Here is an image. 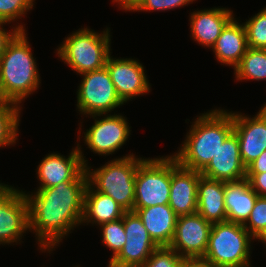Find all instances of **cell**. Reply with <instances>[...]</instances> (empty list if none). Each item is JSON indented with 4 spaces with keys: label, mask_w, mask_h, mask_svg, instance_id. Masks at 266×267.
I'll return each mask as SVG.
<instances>
[{
    "label": "cell",
    "mask_w": 266,
    "mask_h": 267,
    "mask_svg": "<svg viewBox=\"0 0 266 267\" xmlns=\"http://www.w3.org/2000/svg\"><path fill=\"white\" fill-rule=\"evenodd\" d=\"M243 226L255 240L263 242L266 239V197H257L251 214Z\"/></svg>",
    "instance_id": "27"
},
{
    "label": "cell",
    "mask_w": 266,
    "mask_h": 267,
    "mask_svg": "<svg viewBox=\"0 0 266 267\" xmlns=\"http://www.w3.org/2000/svg\"><path fill=\"white\" fill-rule=\"evenodd\" d=\"M178 267H199V258H182Z\"/></svg>",
    "instance_id": "36"
},
{
    "label": "cell",
    "mask_w": 266,
    "mask_h": 267,
    "mask_svg": "<svg viewBox=\"0 0 266 267\" xmlns=\"http://www.w3.org/2000/svg\"><path fill=\"white\" fill-rule=\"evenodd\" d=\"M29 231L28 202L25 192L0 185V244L18 243Z\"/></svg>",
    "instance_id": "9"
},
{
    "label": "cell",
    "mask_w": 266,
    "mask_h": 267,
    "mask_svg": "<svg viewBox=\"0 0 266 267\" xmlns=\"http://www.w3.org/2000/svg\"><path fill=\"white\" fill-rule=\"evenodd\" d=\"M252 239L242 224L230 221L212 224L203 258L219 267H250Z\"/></svg>",
    "instance_id": "5"
},
{
    "label": "cell",
    "mask_w": 266,
    "mask_h": 267,
    "mask_svg": "<svg viewBox=\"0 0 266 267\" xmlns=\"http://www.w3.org/2000/svg\"><path fill=\"white\" fill-rule=\"evenodd\" d=\"M99 120L84 133V143L98 155H109L119 150L128 140L130 128L127 119L122 115H108Z\"/></svg>",
    "instance_id": "11"
},
{
    "label": "cell",
    "mask_w": 266,
    "mask_h": 267,
    "mask_svg": "<svg viewBox=\"0 0 266 267\" xmlns=\"http://www.w3.org/2000/svg\"><path fill=\"white\" fill-rule=\"evenodd\" d=\"M249 48L266 49V7L243 23Z\"/></svg>",
    "instance_id": "26"
},
{
    "label": "cell",
    "mask_w": 266,
    "mask_h": 267,
    "mask_svg": "<svg viewBox=\"0 0 266 267\" xmlns=\"http://www.w3.org/2000/svg\"><path fill=\"white\" fill-rule=\"evenodd\" d=\"M246 179L258 196L266 197V172L246 173Z\"/></svg>",
    "instance_id": "32"
},
{
    "label": "cell",
    "mask_w": 266,
    "mask_h": 267,
    "mask_svg": "<svg viewBox=\"0 0 266 267\" xmlns=\"http://www.w3.org/2000/svg\"><path fill=\"white\" fill-rule=\"evenodd\" d=\"M264 172H266V149L246 168V173Z\"/></svg>",
    "instance_id": "34"
},
{
    "label": "cell",
    "mask_w": 266,
    "mask_h": 267,
    "mask_svg": "<svg viewBox=\"0 0 266 267\" xmlns=\"http://www.w3.org/2000/svg\"><path fill=\"white\" fill-rule=\"evenodd\" d=\"M199 171L181 166L176 158L171 156V186L169 206L176 215L183 216L197 212Z\"/></svg>",
    "instance_id": "16"
},
{
    "label": "cell",
    "mask_w": 266,
    "mask_h": 267,
    "mask_svg": "<svg viewBox=\"0 0 266 267\" xmlns=\"http://www.w3.org/2000/svg\"><path fill=\"white\" fill-rule=\"evenodd\" d=\"M170 186L171 155L145 158L136 172L134 208L169 204Z\"/></svg>",
    "instance_id": "7"
},
{
    "label": "cell",
    "mask_w": 266,
    "mask_h": 267,
    "mask_svg": "<svg viewBox=\"0 0 266 267\" xmlns=\"http://www.w3.org/2000/svg\"><path fill=\"white\" fill-rule=\"evenodd\" d=\"M26 31H19L0 57V99L20 106L40 85Z\"/></svg>",
    "instance_id": "3"
},
{
    "label": "cell",
    "mask_w": 266,
    "mask_h": 267,
    "mask_svg": "<svg viewBox=\"0 0 266 267\" xmlns=\"http://www.w3.org/2000/svg\"><path fill=\"white\" fill-rule=\"evenodd\" d=\"M199 267H219V266L207 262L204 258H199Z\"/></svg>",
    "instance_id": "37"
},
{
    "label": "cell",
    "mask_w": 266,
    "mask_h": 267,
    "mask_svg": "<svg viewBox=\"0 0 266 267\" xmlns=\"http://www.w3.org/2000/svg\"><path fill=\"white\" fill-rule=\"evenodd\" d=\"M123 224L126 242L122 250L110 259L108 267H141L158 245L135 212H126Z\"/></svg>",
    "instance_id": "10"
},
{
    "label": "cell",
    "mask_w": 266,
    "mask_h": 267,
    "mask_svg": "<svg viewBox=\"0 0 266 267\" xmlns=\"http://www.w3.org/2000/svg\"><path fill=\"white\" fill-rule=\"evenodd\" d=\"M110 36L109 28L101 34L81 28L60 44L58 57L78 74L101 69L110 55Z\"/></svg>",
    "instance_id": "6"
},
{
    "label": "cell",
    "mask_w": 266,
    "mask_h": 267,
    "mask_svg": "<svg viewBox=\"0 0 266 267\" xmlns=\"http://www.w3.org/2000/svg\"><path fill=\"white\" fill-rule=\"evenodd\" d=\"M80 143L66 158L59 153H51L41 160L37 167L38 188H49L63 182L74 181L84 170L88 160H85Z\"/></svg>",
    "instance_id": "15"
},
{
    "label": "cell",
    "mask_w": 266,
    "mask_h": 267,
    "mask_svg": "<svg viewBox=\"0 0 266 267\" xmlns=\"http://www.w3.org/2000/svg\"><path fill=\"white\" fill-rule=\"evenodd\" d=\"M248 48L245 27L233 17L223 28L212 49L216 59L223 64L233 66L240 63Z\"/></svg>",
    "instance_id": "20"
},
{
    "label": "cell",
    "mask_w": 266,
    "mask_h": 267,
    "mask_svg": "<svg viewBox=\"0 0 266 267\" xmlns=\"http://www.w3.org/2000/svg\"><path fill=\"white\" fill-rule=\"evenodd\" d=\"M200 173L203 177L223 182L246 179V167L241 160L239 141L234 132L224 140L216 155Z\"/></svg>",
    "instance_id": "17"
},
{
    "label": "cell",
    "mask_w": 266,
    "mask_h": 267,
    "mask_svg": "<svg viewBox=\"0 0 266 267\" xmlns=\"http://www.w3.org/2000/svg\"><path fill=\"white\" fill-rule=\"evenodd\" d=\"M102 230V242L113 251L114 258L123 248L127 236L123 224V217L119 220L103 223L100 225Z\"/></svg>",
    "instance_id": "28"
},
{
    "label": "cell",
    "mask_w": 266,
    "mask_h": 267,
    "mask_svg": "<svg viewBox=\"0 0 266 267\" xmlns=\"http://www.w3.org/2000/svg\"><path fill=\"white\" fill-rule=\"evenodd\" d=\"M21 107L0 99V148L15 144L18 139V126Z\"/></svg>",
    "instance_id": "25"
},
{
    "label": "cell",
    "mask_w": 266,
    "mask_h": 267,
    "mask_svg": "<svg viewBox=\"0 0 266 267\" xmlns=\"http://www.w3.org/2000/svg\"><path fill=\"white\" fill-rule=\"evenodd\" d=\"M233 16L231 10L221 7L194 11L190 16L192 38L204 47H213Z\"/></svg>",
    "instance_id": "19"
},
{
    "label": "cell",
    "mask_w": 266,
    "mask_h": 267,
    "mask_svg": "<svg viewBox=\"0 0 266 267\" xmlns=\"http://www.w3.org/2000/svg\"><path fill=\"white\" fill-rule=\"evenodd\" d=\"M181 148L173 156L188 169L201 172L233 132L232 112L210 110L195 119Z\"/></svg>",
    "instance_id": "2"
},
{
    "label": "cell",
    "mask_w": 266,
    "mask_h": 267,
    "mask_svg": "<svg viewBox=\"0 0 266 267\" xmlns=\"http://www.w3.org/2000/svg\"><path fill=\"white\" fill-rule=\"evenodd\" d=\"M224 182L201 176L198 181L197 213L211 224L227 221Z\"/></svg>",
    "instance_id": "21"
},
{
    "label": "cell",
    "mask_w": 266,
    "mask_h": 267,
    "mask_svg": "<svg viewBox=\"0 0 266 267\" xmlns=\"http://www.w3.org/2000/svg\"><path fill=\"white\" fill-rule=\"evenodd\" d=\"M87 184L88 178L84 170L74 181L38 188L34 195L25 193L29 231L36 232L42 252L48 249L50 253L70 230L82 224Z\"/></svg>",
    "instance_id": "1"
},
{
    "label": "cell",
    "mask_w": 266,
    "mask_h": 267,
    "mask_svg": "<svg viewBox=\"0 0 266 267\" xmlns=\"http://www.w3.org/2000/svg\"><path fill=\"white\" fill-rule=\"evenodd\" d=\"M105 66L117 95L124 103L150 91V83L144 72V67L137 60L111 58L110 54Z\"/></svg>",
    "instance_id": "14"
},
{
    "label": "cell",
    "mask_w": 266,
    "mask_h": 267,
    "mask_svg": "<svg viewBox=\"0 0 266 267\" xmlns=\"http://www.w3.org/2000/svg\"><path fill=\"white\" fill-rule=\"evenodd\" d=\"M263 106L252 118L232 113L233 132L238 137L240 157L246 168L266 149V103Z\"/></svg>",
    "instance_id": "13"
},
{
    "label": "cell",
    "mask_w": 266,
    "mask_h": 267,
    "mask_svg": "<svg viewBox=\"0 0 266 267\" xmlns=\"http://www.w3.org/2000/svg\"><path fill=\"white\" fill-rule=\"evenodd\" d=\"M212 224L197 212L179 216L174 238L169 245L183 258H203Z\"/></svg>",
    "instance_id": "12"
},
{
    "label": "cell",
    "mask_w": 266,
    "mask_h": 267,
    "mask_svg": "<svg viewBox=\"0 0 266 267\" xmlns=\"http://www.w3.org/2000/svg\"><path fill=\"white\" fill-rule=\"evenodd\" d=\"M237 81L266 79V49L247 48L240 63L234 68Z\"/></svg>",
    "instance_id": "24"
},
{
    "label": "cell",
    "mask_w": 266,
    "mask_h": 267,
    "mask_svg": "<svg viewBox=\"0 0 266 267\" xmlns=\"http://www.w3.org/2000/svg\"><path fill=\"white\" fill-rule=\"evenodd\" d=\"M143 160L132 153L111 160L96 170L91 171L86 165L88 184L94 190L112 197L126 212L133 211L135 177L138 165Z\"/></svg>",
    "instance_id": "4"
},
{
    "label": "cell",
    "mask_w": 266,
    "mask_h": 267,
    "mask_svg": "<svg viewBox=\"0 0 266 267\" xmlns=\"http://www.w3.org/2000/svg\"><path fill=\"white\" fill-rule=\"evenodd\" d=\"M195 0H144L135 11H165L186 6Z\"/></svg>",
    "instance_id": "31"
},
{
    "label": "cell",
    "mask_w": 266,
    "mask_h": 267,
    "mask_svg": "<svg viewBox=\"0 0 266 267\" xmlns=\"http://www.w3.org/2000/svg\"><path fill=\"white\" fill-rule=\"evenodd\" d=\"M126 211L112 197L94 190L87 184L81 223H103L119 220Z\"/></svg>",
    "instance_id": "23"
},
{
    "label": "cell",
    "mask_w": 266,
    "mask_h": 267,
    "mask_svg": "<svg viewBox=\"0 0 266 267\" xmlns=\"http://www.w3.org/2000/svg\"><path fill=\"white\" fill-rule=\"evenodd\" d=\"M227 221L244 225L258 197L247 179L224 182Z\"/></svg>",
    "instance_id": "22"
},
{
    "label": "cell",
    "mask_w": 266,
    "mask_h": 267,
    "mask_svg": "<svg viewBox=\"0 0 266 267\" xmlns=\"http://www.w3.org/2000/svg\"><path fill=\"white\" fill-rule=\"evenodd\" d=\"M4 24L6 25V22L0 21V57L4 53L7 45L14 38V36L19 31H25V28L23 25H18L16 27L12 28L13 31L9 32L3 28Z\"/></svg>",
    "instance_id": "33"
},
{
    "label": "cell",
    "mask_w": 266,
    "mask_h": 267,
    "mask_svg": "<svg viewBox=\"0 0 266 267\" xmlns=\"http://www.w3.org/2000/svg\"><path fill=\"white\" fill-rule=\"evenodd\" d=\"M144 0H113V2H117L121 7L120 9H124L125 11H135Z\"/></svg>",
    "instance_id": "35"
},
{
    "label": "cell",
    "mask_w": 266,
    "mask_h": 267,
    "mask_svg": "<svg viewBox=\"0 0 266 267\" xmlns=\"http://www.w3.org/2000/svg\"><path fill=\"white\" fill-rule=\"evenodd\" d=\"M182 258L170 246H158L141 267H178Z\"/></svg>",
    "instance_id": "30"
},
{
    "label": "cell",
    "mask_w": 266,
    "mask_h": 267,
    "mask_svg": "<svg viewBox=\"0 0 266 267\" xmlns=\"http://www.w3.org/2000/svg\"><path fill=\"white\" fill-rule=\"evenodd\" d=\"M158 246H169L174 238L178 216L168 205L133 208Z\"/></svg>",
    "instance_id": "18"
},
{
    "label": "cell",
    "mask_w": 266,
    "mask_h": 267,
    "mask_svg": "<svg viewBox=\"0 0 266 267\" xmlns=\"http://www.w3.org/2000/svg\"><path fill=\"white\" fill-rule=\"evenodd\" d=\"M35 0H0V21L10 23L21 19L34 7Z\"/></svg>",
    "instance_id": "29"
},
{
    "label": "cell",
    "mask_w": 266,
    "mask_h": 267,
    "mask_svg": "<svg viewBox=\"0 0 266 267\" xmlns=\"http://www.w3.org/2000/svg\"><path fill=\"white\" fill-rule=\"evenodd\" d=\"M80 75L83 79L78 86L77 108L81 114L95 119L124 104L116 93L106 66Z\"/></svg>",
    "instance_id": "8"
}]
</instances>
